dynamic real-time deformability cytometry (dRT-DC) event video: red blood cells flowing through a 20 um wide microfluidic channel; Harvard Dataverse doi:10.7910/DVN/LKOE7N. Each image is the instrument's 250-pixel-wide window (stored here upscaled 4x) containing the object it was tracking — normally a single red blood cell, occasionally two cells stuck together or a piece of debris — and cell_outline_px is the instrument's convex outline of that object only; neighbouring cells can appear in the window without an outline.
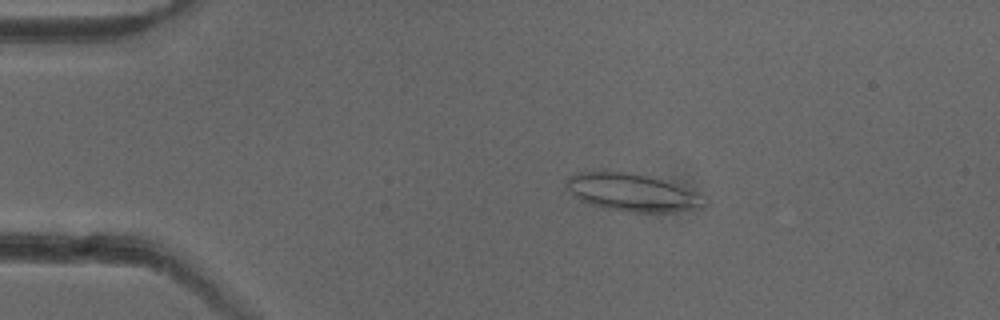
{"species": "common noctule bat (a hibernating species)", "species_latin": "Nyctalus noctula", "temperature_condition": "cold", "stored_images_in_passage": 52, "camera_frame_rate_fps": 3000, "um_per_image_px": 0.085, "animal": {"sex": "female"}, "frame": {"image": 1, "passage_image": 10, "time_ms": 3.0, "image_size_px": [1000, 320], "cell_outline_px": [[704, 204], [700, 208], [672, 212], [632, 212], [604, 208], [580, 200], [572, 196], [564, 180], [568, 176], [576, 172], [604, 168], [660, 176], [672, 180], [692, 192]], "centroid_in_image_um": [53.62, 16.28], "position_along_channel_um": 31.4, "area_um2": 31.21}}
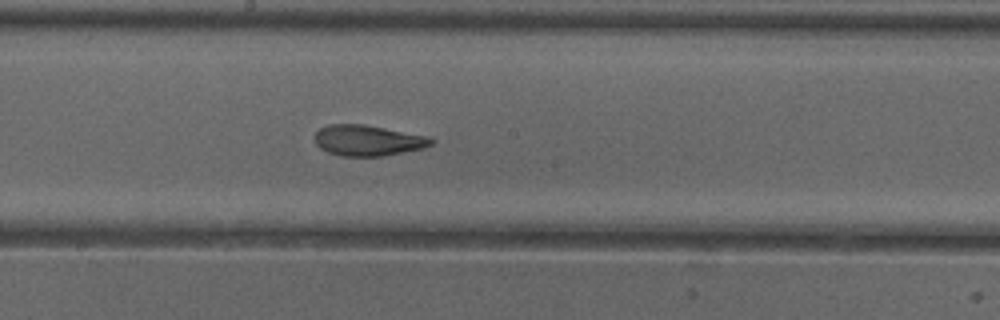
{"frame": {"image": 2, "passage_image": 28, "time_ms": 9.0, "image_size_px": [1000, 320], "cell_outline_px": [[436, 140], [432, 144], [424, 148], [384, 156], [340, 156], [328, 152], [320, 148], [316, 144], [316, 132], [320, 128], [328, 124], [364, 124], [428, 136]], "centroid_in_image_um": [31.29, 11.94], "position_along_channel_um": 216.9, "area_um2": 20.92}}
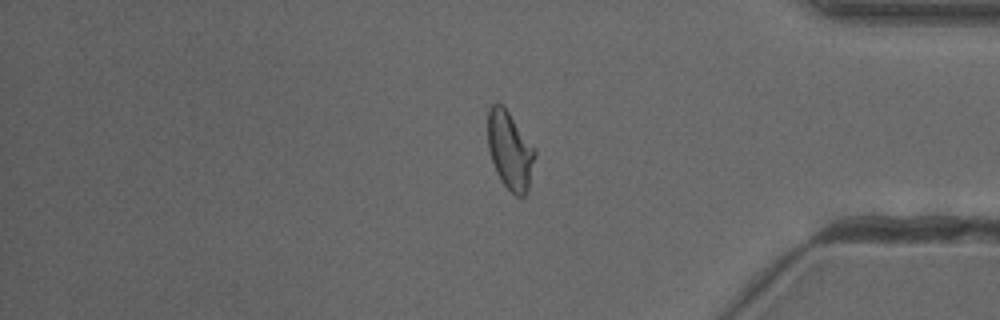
{"frame": {"image": 3, "passage_image": 43, "time_ms": 14.0, "image_size_px": [1000, 320], "cell_outline_px": [[536, 156], [528, 188], [524, 196], [516, 196], [500, 180], [496, 172], [488, 148], [488, 108], [496, 100], [504, 104], [536, 148]], "centroid_in_image_um": [43.35, 12.71], "position_along_channel_um": 391.8, "area_um2": 21.85}, "authors_computed_cell_mechanics": {"area_um2": 22.3108, "velocity_mm_per_s": 3.9765, "shape_relaxation_time_tau1_ms": null, "shape_relaxation_time_tau2_ms": 1.7716, "deformation_change_tau1": null, "deformation_change_tau2": 0.0841}}